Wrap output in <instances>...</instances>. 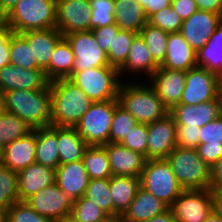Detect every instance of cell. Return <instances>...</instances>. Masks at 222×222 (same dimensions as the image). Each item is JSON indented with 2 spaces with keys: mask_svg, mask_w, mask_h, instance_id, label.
Returning <instances> with one entry per match:
<instances>
[{
  "mask_svg": "<svg viewBox=\"0 0 222 222\" xmlns=\"http://www.w3.org/2000/svg\"><path fill=\"white\" fill-rule=\"evenodd\" d=\"M150 50L153 60L160 66L166 58L169 33L147 23L139 32Z\"/></svg>",
  "mask_w": 222,
  "mask_h": 222,
  "instance_id": "e575fe53",
  "label": "cell"
},
{
  "mask_svg": "<svg viewBox=\"0 0 222 222\" xmlns=\"http://www.w3.org/2000/svg\"><path fill=\"white\" fill-rule=\"evenodd\" d=\"M4 20L19 34L56 28L57 0H19Z\"/></svg>",
  "mask_w": 222,
  "mask_h": 222,
  "instance_id": "277c9868",
  "label": "cell"
},
{
  "mask_svg": "<svg viewBox=\"0 0 222 222\" xmlns=\"http://www.w3.org/2000/svg\"><path fill=\"white\" fill-rule=\"evenodd\" d=\"M221 21V15L198 9L191 17L183 20L180 33L197 52L206 45Z\"/></svg>",
  "mask_w": 222,
  "mask_h": 222,
  "instance_id": "9a60e30c",
  "label": "cell"
},
{
  "mask_svg": "<svg viewBox=\"0 0 222 222\" xmlns=\"http://www.w3.org/2000/svg\"><path fill=\"white\" fill-rule=\"evenodd\" d=\"M108 155L110 169L115 176L140 177L146 163L141 153L127 149L120 143L102 145Z\"/></svg>",
  "mask_w": 222,
  "mask_h": 222,
  "instance_id": "d6986e66",
  "label": "cell"
},
{
  "mask_svg": "<svg viewBox=\"0 0 222 222\" xmlns=\"http://www.w3.org/2000/svg\"><path fill=\"white\" fill-rule=\"evenodd\" d=\"M114 22L122 30L139 34L148 18L137 0H114Z\"/></svg>",
  "mask_w": 222,
  "mask_h": 222,
  "instance_id": "83f0119b",
  "label": "cell"
},
{
  "mask_svg": "<svg viewBox=\"0 0 222 222\" xmlns=\"http://www.w3.org/2000/svg\"><path fill=\"white\" fill-rule=\"evenodd\" d=\"M119 30L120 28L114 23L101 28H94L91 31L95 36L96 42L100 45L103 51L107 53Z\"/></svg>",
  "mask_w": 222,
  "mask_h": 222,
  "instance_id": "681fc988",
  "label": "cell"
},
{
  "mask_svg": "<svg viewBox=\"0 0 222 222\" xmlns=\"http://www.w3.org/2000/svg\"><path fill=\"white\" fill-rule=\"evenodd\" d=\"M199 144L222 146V114L200 127Z\"/></svg>",
  "mask_w": 222,
  "mask_h": 222,
  "instance_id": "bcb514c9",
  "label": "cell"
},
{
  "mask_svg": "<svg viewBox=\"0 0 222 222\" xmlns=\"http://www.w3.org/2000/svg\"><path fill=\"white\" fill-rule=\"evenodd\" d=\"M50 85L42 69H23L8 64L0 69V89L5 93L11 90H44Z\"/></svg>",
  "mask_w": 222,
  "mask_h": 222,
  "instance_id": "e0dca14e",
  "label": "cell"
},
{
  "mask_svg": "<svg viewBox=\"0 0 222 222\" xmlns=\"http://www.w3.org/2000/svg\"><path fill=\"white\" fill-rule=\"evenodd\" d=\"M91 8L90 31L114 24V0H89Z\"/></svg>",
  "mask_w": 222,
  "mask_h": 222,
  "instance_id": "b9f144b4",
  "label": "cell"
},
{
  "mask_svg": "<svg viewBox=\"0 0 222 222\" xmlns=\"http://www.w3.org/2000/svg\"><path fill=\"white\" fill-rule=\"evenodd\" d=\"M137 123L135 118L121 104H118L114 108L109 143H121Z\"/></svg>",
  "mask_w": 222,
  "mask_h": 222,
  "instance_id": "ab89813d",
  "label": "cell"
},
{
  "mask_svg": "<svg viewBox=\"0 0 222 222\" xmlns=\"http://www.w3.org/2000/svg\"><path fill=\"white\" fill-rule=\"evenodd\" d=\"M25 202L52 222L70 216L73 206V200L56 183L33 194Z\"/></svg>",
  "mask_w": 222,
  "mask_h": 222,
  "instance_id": "7c38bea8",
  "label": "cell"
},
{
  "mask_svg": "<svg viewBox=\"0 0 222 222\" xmlns=\"http://www.w3.org/2000/svg\"><path fill=\"white\" fill-rule=\"evenodd\" d=\"M140 187L169 208L184 191L166 159L147 160L140 176Z\"/></svg>",
  "mask_w": 222,
  "mask_h": 222,
  "instance_id": "52a82bcc",
  "label": "cell"
},
{
  "mask_svg": "<svg viewBox=\"0 0 222 222\" xmlns=\"http://www.w3.org/2000/svg\"><path fill=\"white\" fill-rule=\"evenodd\" d=\"M123 81L118 90V101L138 123L151 124L169 113L150 84Z\"/></svg>",
  "mask_w": 222,
  "mask_h": 222,
  "instance_id": "3957f363",
  "label": "cell"
},
{
  "mask_svg": "<svg viewBox=\"0 0 222 222\" xmlns=\"http://www.w3.org/2000/svg\"><path fill=\"white\" fill-rule=\"evenodd\" d=\"M6 211L0 208V222H5Z\"/></svg>",
  "mask_w": 222,
  "mask_h": 222,
  "instance_id": "e7e4bbea",
  "label": "cell"
},
{
  "mask_svg": "<svg viewBox=\"0 0 222 222\" xmlns=\"http://www.w3.org/2000/svg\"><path fill=\"white\" fill-rule=\"evenodd\" d=\"M51 125L75 127L94 103L69 79L50 82Z\"/></svg>",
  "mask_w": 222,
  "mask_h": 222,
  "instance_id": "6da1fadb",
  "label": "cell"
},
{
  "mask_svg": "<svg viewBox=\"0 0 222 222\" xmlns=\"http://www.w3.org/2000/svg\"><path fill=\"white\" fill-rule=\"evenodd\" d=\"M170 208L177 222H205L212 213L211 189L184 190Z\"/></svg>",
  "mask_w": 222,
  "mask_h": 222,
  "instance_id": "8fae6325",
  "label": "cell"
},
{
  "mask_svg": "<svg viewBox=\"0 0 222 222\" xmlns=\"http://www.w3.org/2000/svg\"><path fill=\"white\" fill-rule=\"evenodd\" d=\"M55 222H77L74 218H72L71 216H67L63 219H60L58 221H55Z\"/></svg>",
  "mask_w": 222,
  "mask_h": 222,
  "instance_id": "be15d7a7",
  "label": "cell"
},
{
  "mask_svg": "<svg viewBox=\"0 0 222 222\" xmlns=\"http://www.w3.org/2000/svg\"><path fill=\"white\" fill-rule=\"evenodd\" d=\"M196 150L198 155L210 167H213L222 157V146L207 145V143H205L199 144Z\"/></svg>",
  "mask_w": 222,
  "mask_h": 222,
  "instance_id": "f907efd6",
  "label": "cell"
},
{
  "mask_svg": "<svg viewBox=\"0 0 222 222\" xmlns=\"http://www.w3.org/2000/svg\"><path fill=\"white\" fill-rule=\"evenodd\" d=\"M205 222H222V218L216 215L213 211L212 213L208 216Z\"/></svg>",
  "mask_w": 222,
  "mask_h": 222,
  "instance_id": "91938a15",
  "label": "cell"
},
{
  "mask_svg": "<svg viewBox=\"0 0 222 222\" xmlns=\"http://www.w3.org/2000/svg\"><path fill=\"white\" fill-rule=\"evenodd\" d=\"M82 161L90 179H105L113 175L107 152L103 146L89 145L84 152Z\"/></svg>",
  "mask_w": 222,
  "mask_h": 222,
  "instance_id": "d6a6232c",
  "label": "cell"
},
{
  "mask_svg": "<svg viewBox=\"0 0 222 222\" xmlns=\"http://www.w3.org/2000/svg\"><path fill=\"white\" fill-rule=\"evenodd\" d=\"M18 201V173L0 164V208L7 211Z\"/></svg>",
  "mask_w": 222,
  "mask_h": 222,
  "instance_id": "74e56055",
  "label": "cell"
},
{
  "mask_svg": "<svg viewBox=\"0 0 222 222\" xmlns=\"http://www.w3.org/2000/svg\"><path fill=\"white\" fill-rule=\"evenodd\" d=\"M33 130L25 121L16 115L4 111L0 114V149L14 140L26 136Z\"/></svg>",
  "mask_w": 222,
  "mask_h": 222,
  "instance_id": "836d02e7",
  "label": "cell"
},
{
  "mask_svg": "<svg viewBox=\"0 0 222 222\" xmlns=\"http://www.w3.org/2000/svg\"><path fill=\"white\" fill-rule=\"evenodd\" d=\"M199 10L210 11L222 16V0H194Z\"/></svg>",
  "mask_w": 222,
  "mask_h": 222,
  "instance_id": "db71d44e",
  "label": "cell"
},
{
  "mask_svg": "<svg viewBox=\"0 0 222 222\" xmlns=\"http://www.w3.org/2000/svg\"><path fill=\"white\" fill-rule=\"evenodd\" d=\"M83 196L95 202L109 217H113V202L110 196L109 178L90 179Z\"/></svg>",
  "mask_w": 222,
  "mask_h": 222,
  "instance_id": "f35d334b",
  "label": "cell"
},
{
  "mask_svg": "<svg viewBox=\"0 0 222 222\" xmlns=\"http://www.w3.org/2000/svg\"><path fill=\"white\" fill-rule=\"evenodd\" d=\"M169 113L173 116L176 127H202L222 114V93L209 102L178 104Z\"/></svg>",
  "mask_w": 222,
  "mask_h": 222,
  "instance_id": "2e32d148",
  "label": "cell"
},
{
  "mask_svg": "<svg viewBox=\"0 0 222 222\" xmlns=\"http://www.w3.org/2000/svg\"><path fill=\"white\" fill-rule=\"evenodd\" d=\"M147 124L137 123L120 143L127 149L141 153L147 160Z\"/></svg>",
  "mask_w": 222,
  "mask_h": 222,
  "instance_id": "f6af8a7d",
  "label": "cell"
},
{
  "mask_svg": "<svg viewBox=\"0 0 222 222\" xmlns=\"http://www.w3.org/2000/svg\"><path fill=\"white\" fill-rule=\"evenodd\" d=\"M166 160L184 190L210 189L211 167L198 155L196 148L176 147Z\"/></svg>",
  "mask_w": 222,
  "mask_h": 222,
  "instance_id": "5b68a950",
  "label": "cell"
},
{
  "mask_svg": "<svg viewBox=\"0 0 222 222\" xmlns=\"http://www.w3.org/2000/svg\"><path fill=\"white\" fill-rule=\"evenodd\" d=\"M200 127H177L176 146L182 148H197L199 146Z\"/></svg>",
  "mask_w": 222,
  "mask_h": 222,
  "instance_id": "c3c4849f",
  "label": "cell"
},
{
  "mask_svg": "<svg viewBox=\"0 0 222 222\" xmlns=\"http://www.w3.org/2000/svg\"><path fill=\"white\" fill-rule=\"evenodd\" d=\"M147 131V160L166 159L177 147V127L170 113L147 124Z\"/></svg>",
  "mask_w": 222,
  "mask_h": 222,
  "instance_id": "4fadbf2b",
  "label": "cell"
},
{
  "mask_svg": "<svg viewBox=\"0 0 222 222\" xmlns=\"http://www.w3.org/2000/svg\"><path fill=\"white\" fill-rule=\"evenodd\" d=\"M138 33L120 29L106 53L110 66L119 69L126 61L132 42Z\"/></svg>",
  "mask_w": 222,
  "mask_h": 222,
  "instance_id": "8d00e7d4",
  "label": "cell"
},
{
  "mask_svg": "<svg viewBox=\"0 0 222 222\" xmlns=\"http://www.w3.org/2000/svg\"><path fill=\"white\" fill-rule=\"evenodd\" d=\"M5 222H52L49 218L38 214L25 201L14 203L7 211Z\"/></svg>",
  "mask_w": 222,
  "mask_h": 222,
  "instance_id": "7bdbcfd3",
  "label": "cell"
},
{
  "mask_svg": "<svg viewBox=\"0 0 222 222\" xmlns=\"http://www.w3.org/2000/svg\"><path fill=\"white\" fill-rule=\"evenodd\" d=\"M222 93V79L205 68L186 71L185 88L179 104L197 105L216 99Z\"/></svg>",
  "mask_w": 222,
  "mask_h": 222,
  "instance_id": "9c48e42d",
  "label": "cell"
},
{
  "mask_svg": "<svg viewBox=\"0 0 222 222\" xmlns=\"http://www.w3.org/2000/svg\"><path fill=\"white\" fill-rule=\"evenodd\" d=\"M74 54L63 37L56 45L49 66L44 70L47 79L52 82L57 79H68L72 75Z\"/></svg>",
  "mask_w": 222,
  "mask_h": 222,
  "instance_id": "1f68e13d",
  "label": "cell"
},
{
  "mask_svg": "<svg viewBox=\"0 0 222 222\" xmlns=\"http://www.w3.org/2000/svg\"><path fill=\"white\" fill-rule=\"evenodd\" d=\"M160 67L183 71L197 67V52L185 41L180 32L169 33L166 58Z\"/></svg>",
  "mask_w": 222,
  "mask_h": 222,
  "instance_id": "603a6c76",
  "label": "cell"
},
{
  "mask_svg": "<svg viewBox=\"0 0 222 222\" xmlns=\"http://www.w3.org/2000/svg\"><path fill=\"white\" fill-rule=\"evenodd\" d=\"M171 7L182 21L191 17L198 10L194 0H172Z\"/></svg>",
  "mask_w": 222,
  "mask_h": 222,
  "instance_id": "816d5d0a",
  "label": "cell"
},
{
  "mask_svg": "<svg viewBox=\"0 0 222 222\" xmlns=\"http://www.w3.org/2000/svg\"><path fill=\"white\" fill-rule=\"evenodd\" d=\"M148 23L168 33L180 32L183 21L171 6L162 9L148 18Z\"/></svg>",
  "mask_w": 222,
  "mask_h": 222,
  "instance_id": "ee69618b",
  "label": "cell"
},
{
  "mask_svg": "<svg viewBox=\"0 0 222 222\" xmlns=\"http://www.w3.org/2000/svg\"><path fill=\"white\" fill-rule=\"evenodd\" d=\"M212 211L222 218V190L211 189Z\"/></svg>",
  "mask_w": 222,
  "mask_h": 222,
  "instance_id": "9f6ffc18",
  "label": "cell"
},
{
  "mask_svg": "<svg viewBox=\"0 0 222 222\" xmlns=\"http://www.w3.org/2000/svg\"><path fill=\"white\" fill-rule=\"evenodd\" d=\"M5 111V93L0 89V114Z\"/></svg>",
  "mask_w": 222,
  "mask_h": 222,
  "instance_id": "94428289",
  "label": "cell"
},
{
  "mask_svg": "<svg viewBox=\"0 0 222 222\" xmlns=\"http://www.w3.org/2000/svg\"><path fill=\"white\" fill-rule=\"evenodd\" d=\"M35 149L36 128L1 150V164L18 173L29 165L36 163Z\"/></svg>",
  "mask_w": 222,
  "mask_h": 222,
  "instance_id": "ffe728a7",
  "label": "cell"
},
{
  "mask_svg": "<svg viewBox=\"0 0 222 222\" xmlns=\"http://www.w3.org/2000/svg\"><path fill=\"white\" fill-rule=\"evenodd\" d=\"M5 111L25 121L33 129L51 125L50 85L44 90L5 92Z\"/></svg>",
  "mask_w": 222,
  "mask_h": 222,
  "instance_id": "7a4b0ae2",
  "label": "cell"
},
{
  "mask_svg": "<svg viewBox=\"0 0 222 222\" xmlns=\"http://www.w3.org/2000/svg\"><path fill=\"white\" fill-rule=\"evenodd\" d=\"M21 35L28 41L37 65L45 70L50 64L57 43L63 38L62 33L57 28H51L30 30Z\"/></svg>",
  "mask_w": 222,
  "mask_h": 222,
  "instance_id": "cb8c5ba5",
  "label": "cell"
},
{
  "mask_svg": "<svg viewBox=\"0 0 222 222\" xmlns=\"http://www.w3.org/2000/svg\"><path fill=\"white\" fill-rule=\"evenodd\" d=\"M88 146L75 127L57 126V147L60 164L82 159Z\"/></svg>",
  "mask_w": 222,
  "mask_h": 222,
  "instance_id": "f546056e",
  "label": "cell"
},
{
  "mask_svg": "<svg viewBox=\"0 0 222 222\" xmlns=\"http://www.w3.org/2000/svg\"><path fill=\"white\" fill-rule=\"evenodd\" d=\"M70 216L77 222H105L109 218L95 202L84 196L73 201Z\"/></svg>",
  "mask_w": 222,
  "mask_h": 222,
  "instance_id": "60d3db41",
  "label": "cell"
},
{
  "mask_svg": "<svg viewBox=\"0 0 222 222\" xmlns=\"http://www.w3.org/2000/svg\"><path fill=\"white\" fill-rule=\"evenodd\" d=\"M210 189L222 190V157L211 167V187Z\"/></svg>",
  "mask_w": 222,
  "mask_h": 222,
  "instance_id": "11a10c76",
  "label": "cell"
},
{
  "mask_svg": "<svg viewBox=\"0 0 222 222\" xmlns=\"http://www.w3.org/2000/svg\"><path fill=\"white\" fill-rule=\"evenodd\" d=\"M143 222H177L171 208H168L158 216L152 217L150 220Z\"/></svg>",
  "mask_w": 222,
  "mask_h": 222,
  "instance_id": "6f0895ef",
  "label": "cell"
},
{
  "mask_svg": "<svg viewBox=\"0 0 222 222\" xmlns=\"http://www.w3.org/2000/svg\"><path fill=\"white\" fill-rule=\"evenodd\" d=\"M158 68L159 65L153 60L150 50L143 38L138 34L132 42L125 63L118 69L120 81L123 82V77L127 76V73L131 76L137 73L136 77L144 74L143 76H148L146 79H150Z\"/></svg>",
  "mask_w": 222,
  "mask_h": 222,
  "instance_id": "7402d4cb",
  "label": "cell"
},
{
  "mask_svg": "<svg viewBox=\"0 0 222 222\" xmlns=\"http://www.w3.org/2000/svg\"><path fill=\"white\" fill-rule=\"evenodd\" d=\"M36 163L56 169L60 164L57 147V126L36 128Z\"/></svg>",
  "mask_w": 222,
  "mask_h": 222,
  "instance_id": "f1b7e54d",
  "label": "cell"
},
{
  "mask_svg": "<svg viewBox=\"0 0 222 222\" xmlns=\"http://www.w3.org/2000/svg\"><path fill=\"white\" fill-rule=\"evenodd\" d=\"M89 181L82 159L59 164L55 169V183L73 201L84 195Z\"/></svg>",
  "mask_w": 222,
  "mask_h": 222,
  "instance_id": "44dd1931",
  "label": "cell"
},
{
  "mask_svg": "<svg viewBox=\"0 0 222 222\" xmlns=\"http://www.w3.org/2000/svg\"><path fill=\"white\" fill-rule=\"evenodd\" d=\"M19 0H0V18L4 19L16 6Z\"/></svg>",
  "mask_w": 222,
  "mask_h": 222,
  "instance_id": "680465c9",
  "label": "cell"
},
{
  "mask_svg": "<svg viewBox=\"0 0 222 222\" xmlns=\"http://www.w3.org/2000/svg\"><path fill=\"white\" fill-rule=\"evenodd\" d=\"M105 222H127L121 216L118 217H109Z\"/></svg>",
  "mask_w": 222,
  "mask_h": 222,
  "instance_id": "6125c7cd",
  "label": "cell"
},
{
  "mask_svg": "<svg viewBox=\"0 0 222 222\" xmlns=\"http://www.w3.org/2000/svg\"><path fill=\"white\" fill-rule=\"evenodd\" d=\"M93 102L118 100L119 71L115 67H95L74 72L69 78Z\"/></svg>",
  "mask_w": 222,
  "mask_h": 222,
  "instance_id": "8992f818",
  "label": "cell"
},
{
  "mask_svg": "<svg viewBox=\"0 0 222 222\" xmlns=\"http://www.w3.org/2000/svg\"><path fill=\"white\" fill-rule=\"evenodd\" d=\"M91 8L89 0H57L56 28L66 35L90 31Z\"/></svg>",
  "mask_w": 222,
  "mask_h": 222,
  "instance_id": "5bb4252c",
  "label": "cell"
},
{
  "mask_svg": "<svg viewBox=\"0 0 222 222\" xmlns=\"http://www.w3.org/2000/svg\"><path fill=\"white\" fill-rule=\"evenodd\" d=\"M113 217L122 216L140 188V177L115 176L109 178Z\"/></svg>",
  "mask_w": 222,
  "mask_h": 222,
  "instance_id": "4316f807",
  "label": "cell"
},
{
  "mask_svg": "<svg viewBox=\"0 0 222 222\" xmlns=\"http://www.w3.org/2000/svg\"><path fill=\"white\" fill-rule=\"evenodd\" d=\"M118 104V100L94 102L81 117L75 128L88 145L109 143L114 108Z\"/></svg>",
  "mask_w": 222,
  "mask_h": 222,
  "instance_id": "ba28073f",
  "label": "cell"
},
{
  "mask_svg": "<svg viewBox=\"0 0 222 222\" xmlns=\"http://www.w3.org/2000/svg\"><path fill=\"white\" fill-rule=\"evenodd\" d=\"M55 183V169L34 163L18 172L19 201Z\"/></svg>",
  "mask_w": 222,
  "mask_h": 222,
  "instance_id": "d4e9b609",
  "label": "cell"
},
{
  "mask_svg": "<svg viewBox=\"0 0 222 222\" xmlns=\"http://www.w3.org/2000/svg\"><path fill=\"white\" fill-rule=\"evenodd\" d=\"M197 67L214 72L222 79V21L206 45L197 51Z\"/></svg>",
  "mask_w": 222,
  "mask_h": 222,
  "instance_id": "4dcf8cb0",
  "label": "cell"
},
{
  "mask_svg": "<svg viewBox=\"0 0 222 222\" xmlns=\"http://www.w3.org/2000/svg\"><path fill=\"white\" fill-rule=\"evenodd\" d=\"M149 79L163 105L170 111L180 103L185 88L186 71L159 68Z\"/></svg>",
  "mask_w": 222,
  "mask_h": 222,
  "instance_id": "ac0fdd59",
  "label": "cell"
},
{
  "mask_svg": "<svg viewBox=\"0 0 222 222\" xmlns=\"http://www.w3.org/2000/svg\"><path fill=\"white\" fill-rule=\"evenodd\" d=\"M13 29L0 18V69L10 64V37Z\"/></svg>",
  "mask_w": 222,
  "mask_h": 222,
  "instance_id": "7dc6e473",
  "label": "cell"
},
{
  "mask_svg": "<svg viewBox=\"0 0 222 222\" xmlns=\"http://www.w3.org/2000/svg\"><path fill=\"white\" fill-rule=\"evenodd\" d=\"M74 54L73 71H83L95 67H113L107 54L96 42L92 31L72 32L63 36Z\"/></svg>",
  "mask_w": 222,
  "mask_h": 222,
  "instance_id": "30bf717a",
  "label": "cell"
},
{
  "mask_svg": "<svg viewBox=\"0 0 222 222\" xmlns=\"http://www.w3.org/2000/svg\"><path fill=\"white\" fill-rule=\"evenodd\" d=\"M10 64L23 69H41L33 59L28 41L21 34L15 32L10 37Z\"/></svg>",
  "mask_w": 222,
  "mask_h": 222,
  "instance_id": "d590c367",
  "label": "cell"
},
{
  "mask_svg": "<svg viewBox=\"0 0 222 222\" xmlns=\"http://www.w3.org/2000/svg\"><path fill=\"white\" fill-rule=\"evenodd\" d=\"M144 9L146 17L171 6L172 0H137Z\"/></svg>",
  "mask_w": 222,
  "mask_h": 222,
  "instance_id": "f5cc1de1",
  "label": "cell"
},
{
  "mask_svg": "<svg viewBox=\"0 0 222 222\" xmlns=\"http://www.w3.org/2000/svg\"><path fill=\"white\" fill-rule=\"evenodd\" d=\"M169 207L140 187L128 209L121 216L127 222H143L166 211Z\"/></svg>",
  "mask_w": 222,
  "mask_h": 222,
  "instance_id": "484cf974",
  "label": "cell"
}]
</instances>
